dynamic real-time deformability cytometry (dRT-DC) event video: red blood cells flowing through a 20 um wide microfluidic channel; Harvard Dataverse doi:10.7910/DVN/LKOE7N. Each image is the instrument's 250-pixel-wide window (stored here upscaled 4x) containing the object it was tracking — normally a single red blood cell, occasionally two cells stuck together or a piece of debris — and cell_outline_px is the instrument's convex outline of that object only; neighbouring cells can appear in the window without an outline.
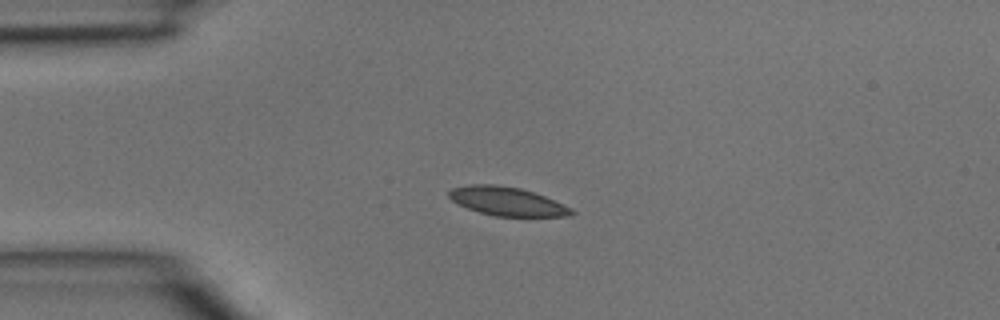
{"species": "common noctule bat (a hibernating species)", "species_latin": "Nyctalus noctula", "temperature_condition": "room temperature", "stored_images_in_passage": 3, "camera_frame_rate_fps": 3000, "um_per_image_px": 0.085, "animal": {"sex": "male", "body_mass_g": 15.6}, "frame": {"image": 1, "passage_image": 2, "time_ms": 0.333, "image_size_px": [1000, 320], "cell_outline_px": [[576, 212], [572, 216], [492, 216], [468, 208], [452, 200], [448, 196], [448, 192], [452, 188], [472, 184], [492, 184], [520, 188], [536, 192], [564, 204], [572, 208]], "centroid_in_image_um": [43.15, 17.11], "position_along_channel_um": 41.8, "area_um2": 20.52}}